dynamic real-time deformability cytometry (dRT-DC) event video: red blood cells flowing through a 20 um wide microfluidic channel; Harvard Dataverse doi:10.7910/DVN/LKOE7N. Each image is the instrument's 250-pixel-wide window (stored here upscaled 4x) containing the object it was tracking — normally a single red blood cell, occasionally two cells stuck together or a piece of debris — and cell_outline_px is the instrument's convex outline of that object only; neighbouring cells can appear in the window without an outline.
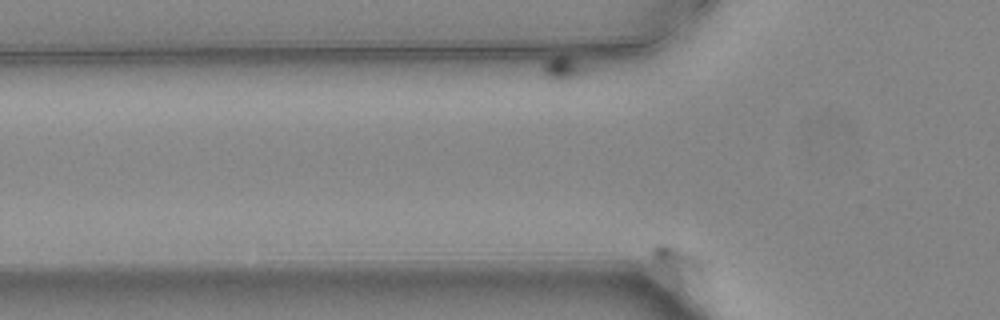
{"species": "common noctule bat (a hibernating species)", "species_latin": "Nyctalus noctula", "temperature_condition": "warm", "stored_images_in_passage": 2, "camera_frame_rate_fps": 3000, "um_per_image_px": 0.085, "animal": {"sex": "female", "body_mass_g": 24.6, "forearm_length_mm": 56.2}, "frame": {"image": 1, "passage_image": 2, "time_ms": 0.333, "image_size_px": [1000, 320], "cell_outline_px": [[708, 272], [704, 280], [672, 280], [636, 260], [656, 244], [668, 244], [680, 248], [696, 256], [700, 260]], "centroid_in_image_um": [57.29, 22.35], "position_along_channel_um": 68.5, "area_um2": 12.08}}